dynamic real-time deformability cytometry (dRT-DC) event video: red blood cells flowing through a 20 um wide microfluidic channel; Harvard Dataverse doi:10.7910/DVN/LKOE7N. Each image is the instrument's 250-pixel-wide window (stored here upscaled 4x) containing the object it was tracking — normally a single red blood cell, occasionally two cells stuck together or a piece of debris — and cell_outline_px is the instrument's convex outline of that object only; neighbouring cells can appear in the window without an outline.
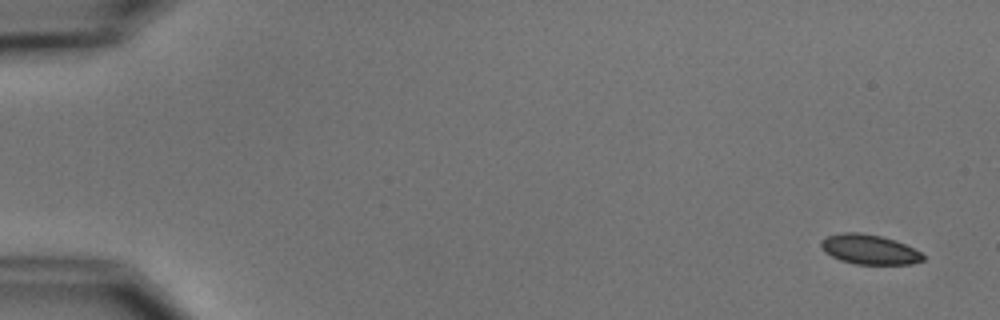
{"species": "common noctule bat (a hibernating species)", "species_latin": "Nyctalus noctula", "temperature_condition": "cold", "stored_images_in_passage": 5, "camera_frame_rate_fps": 3000, "um_per_image_px": 0.085, "animal": {"sex": "male", "body_mass_g": 15.6}, "frame": {"image": 1, "passage_image": 1, "time_ms": 0.0, "image_size_px": [1000, 320], "cell_outline_px": [[924, 260], [912, 264], [856, 264], [840, 260], [824, 252], [820, 248], [820, 240], [824, 236], [840, 232], [860, 232], [880, 236], [896, 240], [920, 252], [924, 256]], "centroid_in_image_um": [73.83, 21.19], "position_along_channel_um": 11.2, "area_um2": 17.86}}
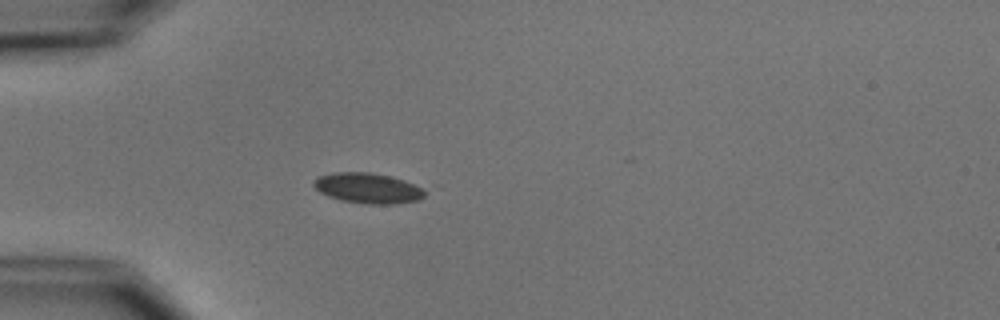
{"frame": {"image": 2, "passage_image": 5, "time_ms": 4.667, "image_size_px": [1000, 320], "cell_outline_px": [[424, 196], [420, 200], [396, 204], [364, 204], [340, 200], [328, 196], [320, 192], [312, 184], [312, 180], [320, 176], [336, 172], [368, 172], [388, 176], [404, 180], [420, 188], [424, 192]], "centroid_in_image_um": [31.23, 16.0], "position_along_channel_um": 53.8, "area_um2": 19.54}}